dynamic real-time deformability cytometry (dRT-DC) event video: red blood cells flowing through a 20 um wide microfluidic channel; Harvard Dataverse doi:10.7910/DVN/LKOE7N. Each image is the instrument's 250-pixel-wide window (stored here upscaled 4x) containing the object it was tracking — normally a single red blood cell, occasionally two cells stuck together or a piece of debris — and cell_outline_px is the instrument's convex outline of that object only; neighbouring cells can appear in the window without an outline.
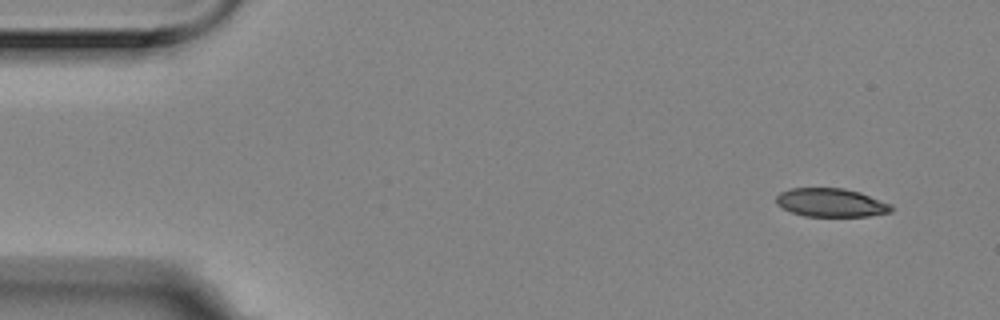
{"species": "Egyptian fruit bat (a non-hibernating species)", "species_latin": "Rousettus aegyptiacus", "temperature_condition": "room temperature", "stored_images_in_passage": 5, "camera_frame_rate_fps": 3000, "um_per_image_px": 0.085, "animal": {"sex": "female"}, "frame": {"image": 1, "passage_image": 1, "time_ms": 0.0, "image_size_px": [1000, 320], "cell_outline_px": [[892, 212], [868, 216], [804, 216], [792, 212], [776, 204], [776, 196], [780, 192], [788, 188], [844, 188], [860, 192], [892, 204]], "centroid_in_image_um": [70.64, 17.22], "position_along_channel_um": 14.4, "area_um2": 19.19}}
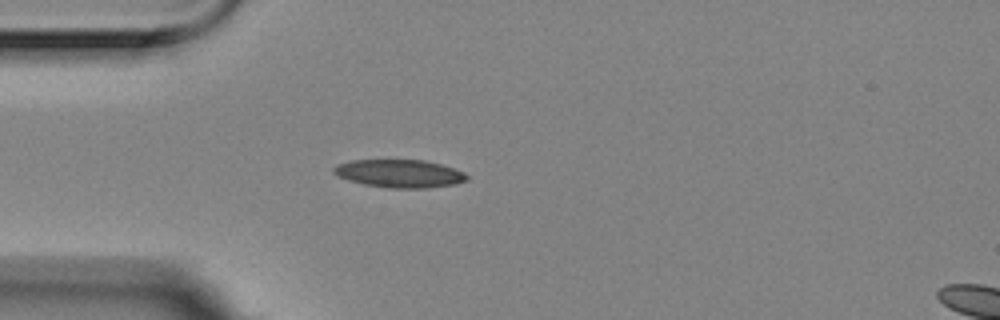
{"frame": {"image": 2, "passage_image": 4, "time_ms": 1.0, "image_size_px": [1000, 320], "cell_outline_px": [[468, 180], [456, 184], [428, 188], [388, 188], [364, 184], [348, 180], [336, 176], [332, 172], [332, 168], [336, 164], [352, 160], [424, 160], [440, 164], [464, 172], [468, 176]], "centroid_in_image_um": [33.93, 14.75], "position_along_channel_um": 51.1, "area_um2": 21.85}}